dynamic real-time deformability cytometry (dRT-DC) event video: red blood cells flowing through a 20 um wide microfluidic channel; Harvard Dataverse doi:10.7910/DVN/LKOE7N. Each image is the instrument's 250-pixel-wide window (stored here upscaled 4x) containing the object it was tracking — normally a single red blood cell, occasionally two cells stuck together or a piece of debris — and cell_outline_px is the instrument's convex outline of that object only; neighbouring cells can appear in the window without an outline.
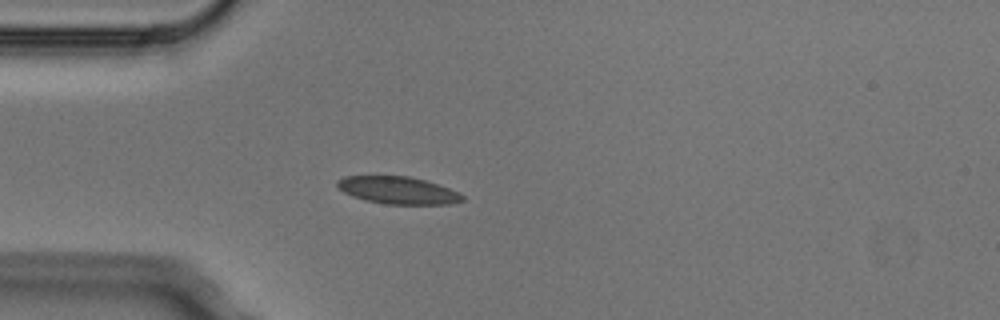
{"species": "Egyptian fruit bat (a non-hibernating species)", "species_latin": "Rousettus aegyptiacus", "temperature_condition": "cold", "stored_images_in_passage": 4, "camera_frame_rate_fps": 3000, "um_per_image_px": 0.085, "animal": {"sex": "male"}, "frame": {"image": 1, "passage_image": 4, "time_ms": 1.0, "image_size_px": [1000, 320], "cell_outline_px": [[464, 200], [452, 204], [384, 204], [364, 200], [352, 196], [344, 192], [336, 184], [336, 180], [344, 176], [408, 176], [424, 180], [460, 192], [464, 196]], "centroid_in_image_um": [33.82, 16.18], "position_along_channel_um": 51.2, "area_um2": 19.94}}